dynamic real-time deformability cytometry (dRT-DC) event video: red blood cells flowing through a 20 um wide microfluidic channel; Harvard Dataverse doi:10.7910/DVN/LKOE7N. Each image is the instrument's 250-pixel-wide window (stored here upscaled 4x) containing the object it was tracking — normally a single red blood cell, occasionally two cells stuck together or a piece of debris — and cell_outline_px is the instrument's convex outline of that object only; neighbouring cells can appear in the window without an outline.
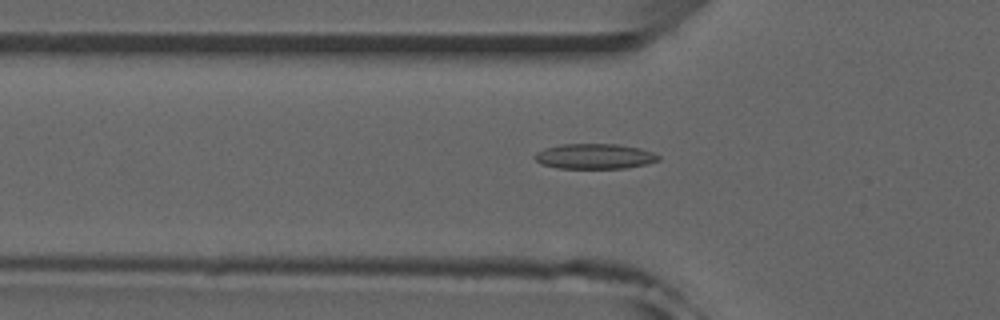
{"species": "common noctule bat (a hibernating species)", "species_latin": "Nyctalus noctula", "temperature_condition": "room temperature", "stored_images_in_passage": 39, "camera_frame_rate_fps": 3000, "um_per_image_px": 0.085, "animal": {"sex": "male", "forearm_length_mm": 52.5}, "frame": {"image": 1, "passage_image": 5, "time_ms": 1.333, "image_size_px": [1000, 320], "cell_outline_px": [[660, 160], [648, 164], [628, 168], [560, 168], [540, 164], [532, 156], [536, 152], [544, 148], [564, 144], [616, 144], [640, 148], [652, 152], [660, 156]], "centroid_in_image_um": [50.55, 13.29], "position_along_channel_um": 75.3, "area_um2": 18.26}}
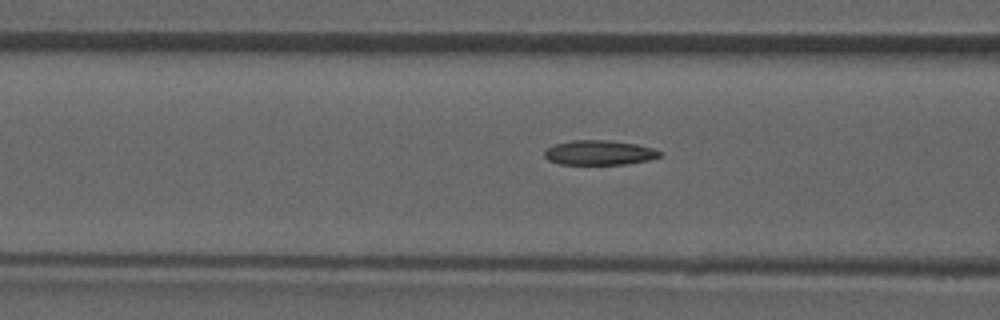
{"frame": {"image": 2, "passage_image": 8, "time_ms": 2.333, "image_size_px": [1000, 320], "cell_outline_px": [[664, 152], [660, 156], [648, 160], [624, 164], [560, 164], [548, 160], [544, 156], [544, 152], [548, 148], [556, 144], [572, 140], [608, 140], [636, 144], [652, 148]], "centroid_in_image_um": [50.95, 12.97], "position_along_channel_um": 115.7, "area_um2": 16.47}}
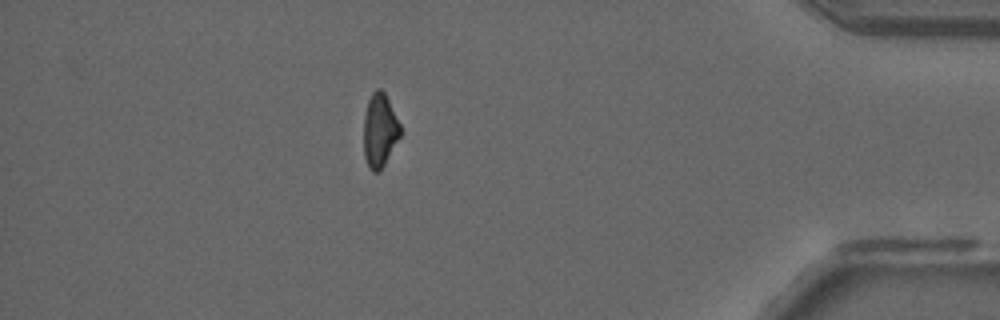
{"frame": {"image": 3, "passage_image": 33, "time_ms": 10.667, "image_size_px": [1000, 320], "cell_outline_px": [[400, 136], [380, 172], [372, 172], [368, 168], [364, 156], [364, 116], [368, 100], [372, 92], [376, 88], [380, 88], [384, 92], [400, 124]], "centroid_in_image_um": [32.26, 11.1], "position_along_channel_um": 402.9, "area_um2": 15.66}, "authors_computed_cell_mechanics": {"area_um2": 16.5308, "velocity_mm_per_s": 3.9851, "shape_relaxation_time_tau1_ms": null, "shape_relaxation_time_tau2_ms": 6.2294, "deformation_change_tau1": null, "deformation_change_tau2": 0.1381}}